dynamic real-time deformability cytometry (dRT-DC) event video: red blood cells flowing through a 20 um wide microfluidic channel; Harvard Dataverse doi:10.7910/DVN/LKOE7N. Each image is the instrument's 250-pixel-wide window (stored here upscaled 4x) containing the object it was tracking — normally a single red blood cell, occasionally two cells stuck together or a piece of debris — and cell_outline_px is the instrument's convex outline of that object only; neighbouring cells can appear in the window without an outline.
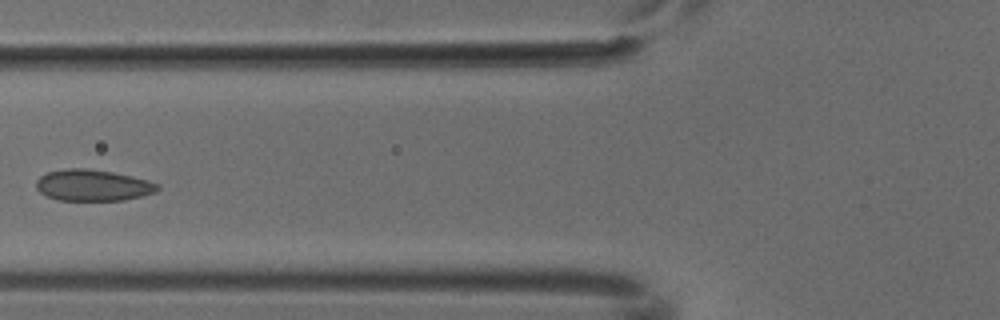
{"species": "common noctule bat (a hibernating species)", "species_latin": "Nyctalus noctula", "temperature_condition": "cold", "stored_images_in_passage": 5, "camera_frame_rate_fps": 3000, "um_per_image_px": 0.085, "animal": {"sex": "male", "body_mass_g": 18.8}, "frame": {"image": 1, "passage_image": 4, "time_ms": 1.0, "image_size_px": [1000, 320], "cell_outline_px": [[160, 188], [156, 192], [124, 200], [56, 200], [40, 192], [36, 188], [36, 180], [40, 176], [48, 172], [64, 168], [88, 168], [112, 172], [132, 176], [148, 180], [160, 184]], "centroid_in_image_um": [7.89, 15.74], "position_along_channel_um": 117.9, "area_um2": 22.25}}
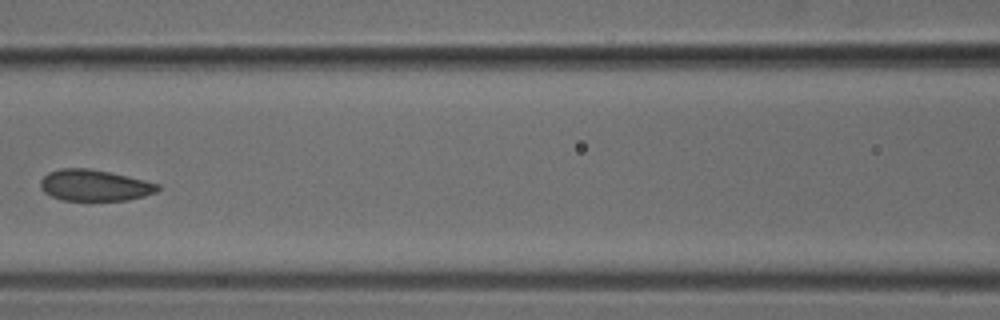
{"frame": {"image": 2, "passage_image": 5, "time_ms": 1.333, "image_size_px": [1000, 320], "cell_outline_px": [[160, 188], [156, 192], [144, 196], [128, 200], [64, 200], [52, 196], [44, 192], [40, 188], [40, 180], [48, 172], [60, 168], [88, 168], [108, 172], [144, 180], [160, 184]], "centroid_in_image_um": [8.02, 15.75], "position_along_channel_um": 158.6, "area_um2": 21.27}}